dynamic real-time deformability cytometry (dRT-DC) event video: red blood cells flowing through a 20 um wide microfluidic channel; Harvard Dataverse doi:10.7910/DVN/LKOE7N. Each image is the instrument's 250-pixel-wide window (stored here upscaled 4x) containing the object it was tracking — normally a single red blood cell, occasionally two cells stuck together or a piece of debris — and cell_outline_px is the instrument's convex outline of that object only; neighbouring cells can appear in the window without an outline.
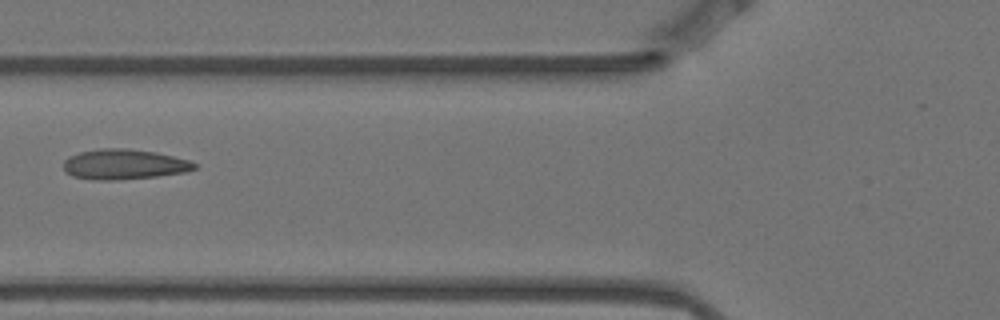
{"species": "Egyptian fruit bat (a non-hibernating species)", "species_latin": "Rousettus aegyptiacus", "temperature_condition": "warm", "stored_images_in_passage": 4, "camera_frame_rate_fps": 3000, "um_per_image_px": 0.085, "animal": {"sex": "female"}, "frame": {"image": 1, "passage_image": 2, "time_ms": 0.333, "image_size_px": [1000, 320], "cell_outline_px": [[196, 168], [184, 172], [156, 176], [116, 180], [96, 180], [72, 176], [64, 172], [64, 160], [68, 156], [80, 152], [100, 148], [124, 148], [156, 152], [188, 160], [196, 164]], "centroid_in_image_um": [10.49, 13.96], "position_along_channel_um": 115.3, "area_um2": 22.95}}
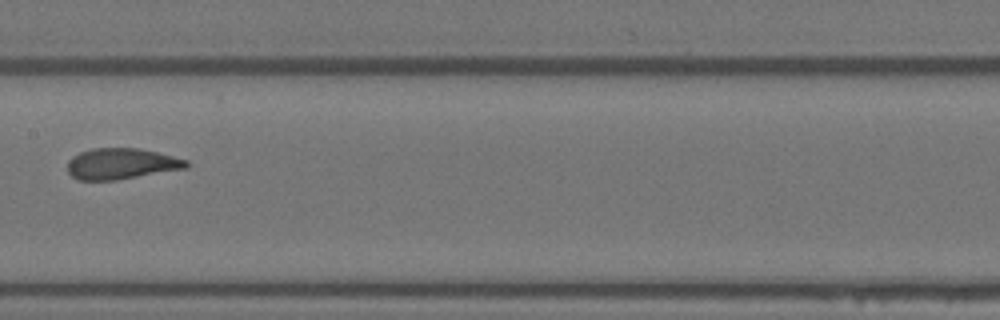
{"frame": {"image": 2, "passage_image": 4, "time_ms": 1.0, "image_size_px": [1000, 320], "cell_outline_px": [[188, 168], [116, 180], [76, 180], [68, 172], [68, 160], [72, 156], [80, 152], [92, 148], [140, 148], [188, 160]], "centroid_in_image_um": [10.29, 13.92], "position_along_channel_um": 197.1, "area_um2": 21.5}}